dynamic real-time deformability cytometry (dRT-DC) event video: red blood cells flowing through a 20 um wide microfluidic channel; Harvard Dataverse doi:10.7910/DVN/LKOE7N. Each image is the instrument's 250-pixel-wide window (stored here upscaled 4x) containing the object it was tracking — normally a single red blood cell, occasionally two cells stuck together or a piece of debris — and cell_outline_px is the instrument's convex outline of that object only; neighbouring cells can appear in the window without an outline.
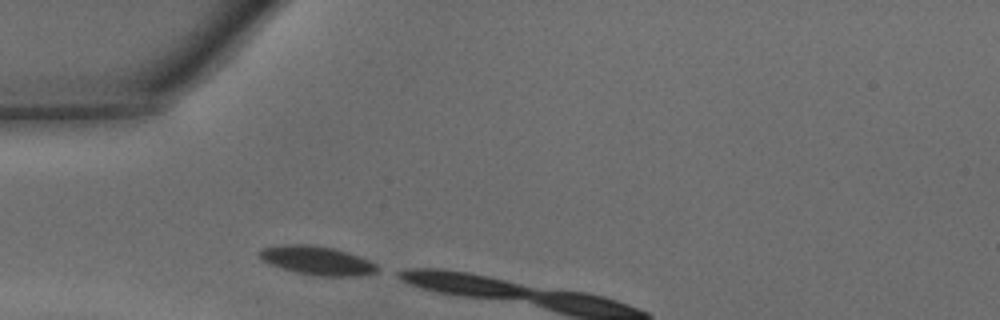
{"species": "common noctule bat (a hibernating species)", "species_latin": "Nyctalus noctula", "temperature_condition": "warm", "stored_images_in_passage": 3, "camera_frame_rate_fps": 3000, "um_per_image_px": 0.085, "animal": {"sex": "male", "body_mass_g": 15.6}, "frame": {"image": 1, "passage_image": 1, "time_ms": 0.0, "image_size_px": [1000, 320], "cell_outline_px": [[380, 268], [376, 272], [360, 276], [320, 276], [296, 272], [268, 264], [260, 256], [260, 252], [264, 248], [280, 244], [312, 244], [332, 248], [348, 252], [360, 256], [376, 264]], "centroid_in_image_um": [26.98, 22.14], "position_along_channel_um": 58.0, "area_um2": 19.71}}